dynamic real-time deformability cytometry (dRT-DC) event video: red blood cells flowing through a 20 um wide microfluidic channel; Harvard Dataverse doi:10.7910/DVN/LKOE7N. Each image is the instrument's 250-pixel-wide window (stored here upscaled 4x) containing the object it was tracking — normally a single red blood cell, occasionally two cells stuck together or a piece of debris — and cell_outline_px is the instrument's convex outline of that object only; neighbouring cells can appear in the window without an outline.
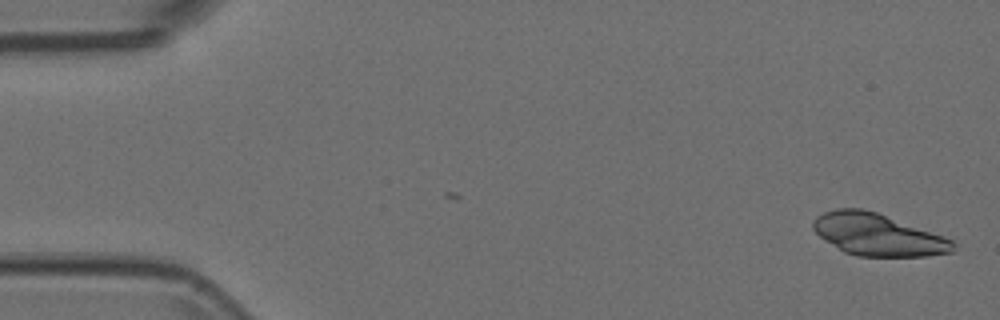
{"species": "Egyptian fruit bat (a non-hibernating species)", "species_latin": "Rousettus aegyptiacus", "temperature_condition": "room temperature", "stored_images_in_passage": 53, "camera_frame_rate_fps": 3000, "um_per_image_px": 0.085, "animal": {"sex": "female"}, "frame": {"image": 1, "passage_image": 1, "time_ms": 0.0, "image_size_px": [1000, 320], "cell_outline_px": [[956, 244], [952, 252], [928, 256], [856, 256], [844, 252], [820, 236], [812, 228], [812, 220], [816, 216], [824, 212], [836, 208], [860, 208], [876, 212], [944, 236], [952, 240]], "centroid_in_image_um": [74.6, 19.94], "position_along_channel_um": 10.4, "area_um2": 34.1}}
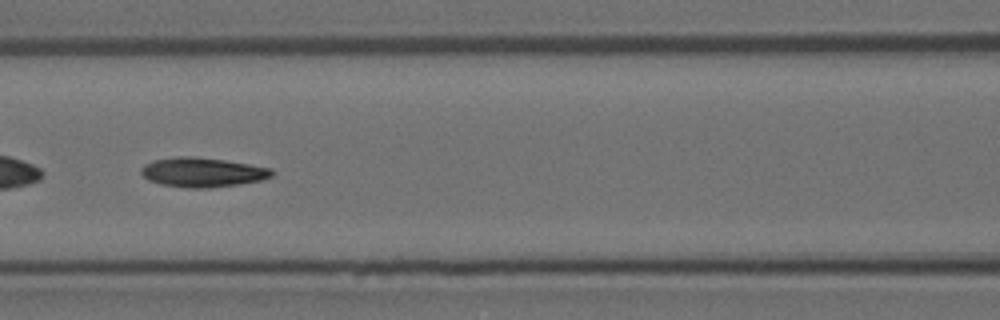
{"frame": {"image": 2, "passage_image": 23, "time_ms": 7.333, "image_size_px": [1000, 320], "cell_outline_px": [[272, 176], [260, 180], [240, 184], [208, 188], [188, 188], [160, 184], [148, 180], [140, 172], [140, 168], [144, 164], [152, 160], [176, 156], [192, 156], [224, 160], [272, 168]], "centroid_in_image_um": [17.16, 14.64], "position_along_channel_um": 149.4, "area_um2": 22.48}}
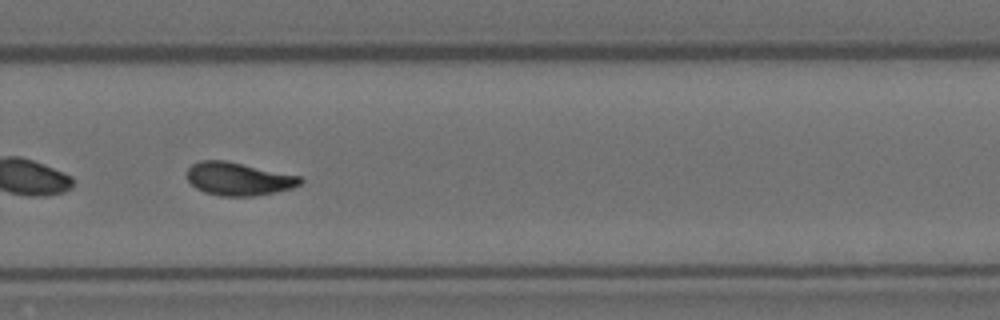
{"frame": {"image": 3, "passage_image": 36, "time_ms": 11.667, "image_size_px": [1000, 320], "cell_outline_px": [[304, 180], [300, 184], [292, 188], [276, 192], [252, 196], [220, 196], [204, 192], [196, 188], [188, 180], [188, 168], [192, 164], [200, 160], [224, 160], [300, 176]], "centroid_in_image_um": [20.27, 15.21], "position_along_channel_um": 309.5, "area_um2": 21.68}}